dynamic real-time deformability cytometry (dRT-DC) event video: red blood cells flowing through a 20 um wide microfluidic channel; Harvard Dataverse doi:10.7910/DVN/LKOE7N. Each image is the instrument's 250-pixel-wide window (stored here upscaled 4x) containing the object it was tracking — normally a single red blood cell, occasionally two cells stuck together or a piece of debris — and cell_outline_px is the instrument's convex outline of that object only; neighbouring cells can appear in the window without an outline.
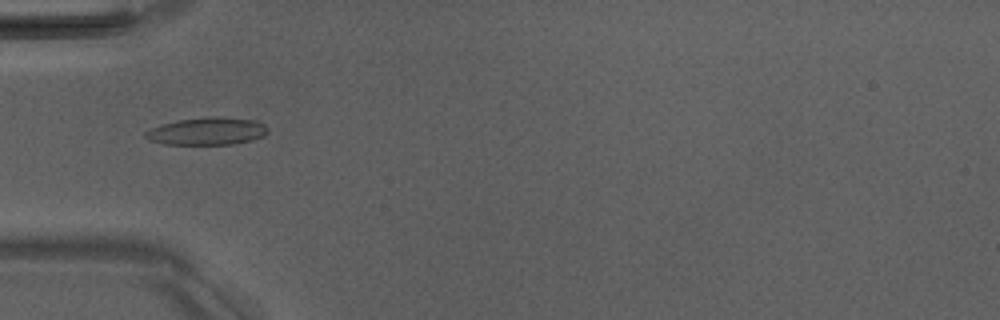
{"species": "Egyptian fruit bat (a non-hibernating species)", "species_latin": "Rousettus aegyptiacus", "temperature_condition": "room temperature", "stored_images_in_passage": 7, "camera_frame_rate_fps": 3000, "um_per_image_px": 0.085, "animal": {"sex": "male"}, "frame": {"image": 1, "passage_image": 5, "time_ms": 4.667, "image_size_px": [1000, 320], "cell_outline_px": [[268, 132], [264, 136], [252, 140], [232, 144], [164, 144], [148, 140], [144, 136], [144, 132], [152, 128], [164, 124], [180, 120], [216, 116], [256, 120], [264, 124], [268, 128]], "centroid_in_image_um": [17.64, 11.16], "position_along_channel_um": 67.4, "area_um2": 19.48}}